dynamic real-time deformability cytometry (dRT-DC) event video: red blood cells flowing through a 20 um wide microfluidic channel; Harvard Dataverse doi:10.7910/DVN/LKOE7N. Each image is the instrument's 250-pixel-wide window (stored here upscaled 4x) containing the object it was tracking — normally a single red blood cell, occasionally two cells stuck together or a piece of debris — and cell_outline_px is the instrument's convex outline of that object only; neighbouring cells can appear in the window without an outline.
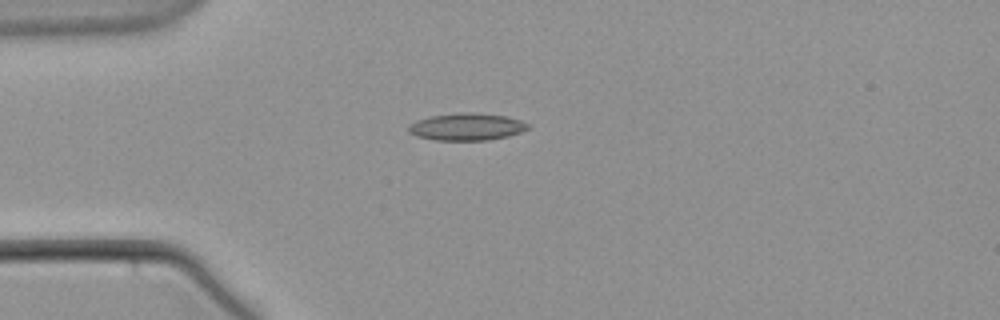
{"species": "common noctule bat (a hibernating species)", "species_latin": "Nyctalus noctula", "temperature_condition": "warm", "stored_images_in_passage": 42, "camera_frame_rate_fps": 3000, "um_per_image_px": 0.085, "animal": {"sex": "male", "body_mass_g": 21.5, "forearm_length_mm": 52.0}, "frame": {"image": 1, "passage_image": 1, "time_ms": 0.0, "image_size_px": [1000, 320], "cell_outline_px": [[532, 124], [528, 128], [520, 132], [508, 136], [488, 140], [436, 140], [416, 136], [408, 132], [408, 124], [416, 120], [432, 116], [464, 112], [468, 112], [504, 116], [520, 120]], "centroid_in_image_um": [39.66, 10.78], "position_along_channel_um": 45.3, "area_um2": 18.84}}
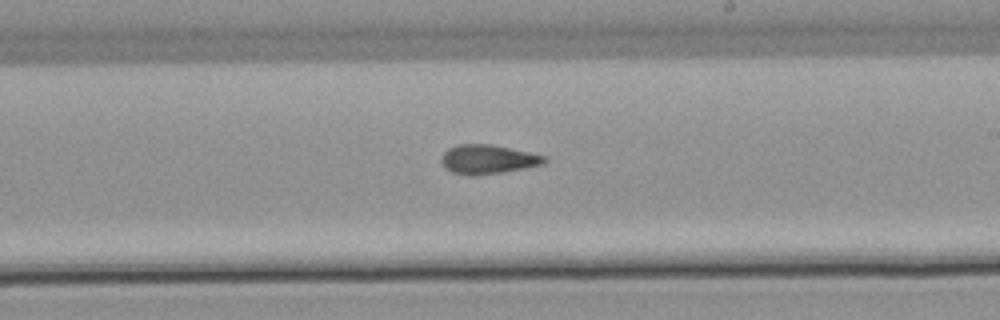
{"frame": {"image": 2, "passage_image": 19, "time_ms": 6.0, "image_size_px": [1000, 320], "cell_outline_px": [[548, 160], [544, 164], [500, 172], [472, 176], [468, 176], [452, 172], [444, 168], [440, 160], [440, 156], [448, 148], [456, 144], [488, 144], [548, 156]], "centroid_in_image_um": [41.42, 13.54], "position_along_channel_um": 247.6, "area_um2": 17.51}}
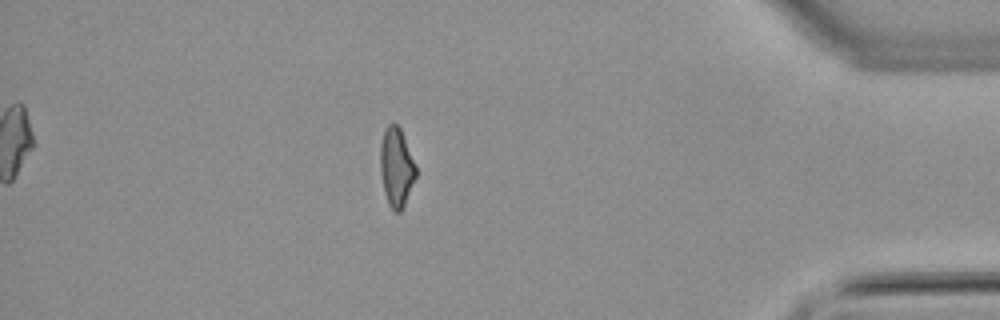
{"frame": {"image": 3, "passage_image": 35, "time_ms": 11.333, "image_size_px": [1000, 320], "cell_outline_px": [[416, 176], [404, 204], [400, 212], [396, 212], [388, 204], [384, 192], [380, 172], [380, 144], [384, 128], [392, 120], [400, 128], [416, 164]], "centroid_in_image_um": [33.67, 14.16], "position_along_channel_um": 401.5, "area_um2": 16.47}}